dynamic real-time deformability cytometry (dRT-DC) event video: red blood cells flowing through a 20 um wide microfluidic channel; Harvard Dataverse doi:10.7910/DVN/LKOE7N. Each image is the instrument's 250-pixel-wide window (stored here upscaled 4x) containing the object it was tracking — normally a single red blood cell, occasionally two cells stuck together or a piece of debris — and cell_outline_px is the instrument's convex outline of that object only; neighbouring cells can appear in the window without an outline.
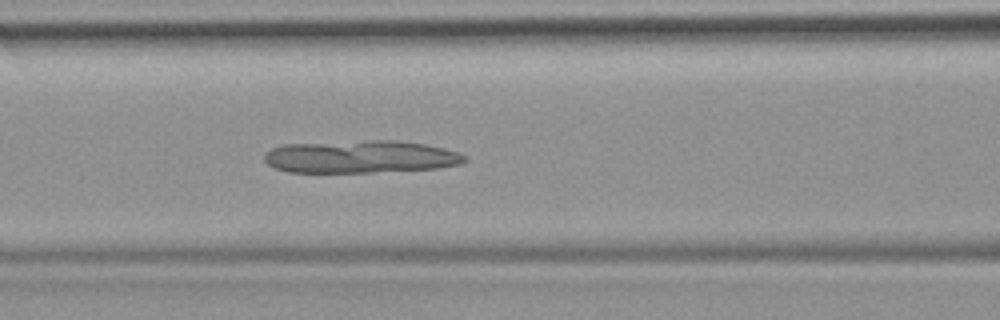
{"species": "common noctule bat (a hibernating species)", "species_latin": "Nyctalus noctula", "temperature_condition": "room temperature", "stored_images_in_passage": 35, "camera_frame_rate_fps": 3000, "um_per_image_px": 0.085, "animal": {"sex": "female", "body_mass_g": 19.9}, "frame": {"image": 1, "passage_image": 6, "time_ms": 1.667, "image_size_px": [1000, 320], "cell_outline_px": [[468, 160], [460, 164], [436, 168], [372, 172], [288, 172], [276, 168], [268, 164], [264, 160], [264, 156], [272, 148], [284, 144], [368, 140], [396, 140], [424, 144], [444, 148], [468, 156]], "centroid_in_image_um": [30.66, 13.32], "position_along_channel_um": 135.9, "area_um2": 38.03}}